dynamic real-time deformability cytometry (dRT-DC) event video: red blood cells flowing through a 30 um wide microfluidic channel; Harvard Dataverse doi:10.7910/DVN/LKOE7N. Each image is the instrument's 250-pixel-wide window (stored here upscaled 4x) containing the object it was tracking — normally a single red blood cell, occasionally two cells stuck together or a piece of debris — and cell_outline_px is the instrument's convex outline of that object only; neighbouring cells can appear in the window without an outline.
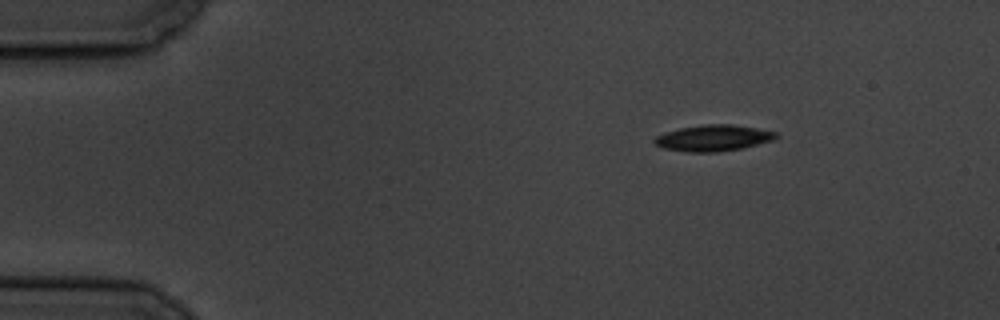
{"species": "common noctule bat (a hibernating species)", "species_latin": "Nyctalus noctula", "temperature_condition": "cold", "stored_images_in_passage": 4, "camera_frame_rate_fps": 3000, "um_per_image_px": 0.085, "animal": {"sex": "male", "body_mass_g": 19.5, "forearm_length_mm": 54.6}, "frame": {"image": 1, "passage_image": 1, "time_ms": 0.0, "image_size_px": [1000, 320], "cell_outline_px": [[780, 136], [772, 140], [740, 148], [716, 152], [688, 152], [664, 148], [656, 144], [652, 140], [656, 136], [664, 132], [680, 128], [704, 124], [732, 124], [756, 128], [776, 132]], "centroid_in_image_um": [60.6, 11.72], "position_along_channel_um": 24.4, "area_um2": 18.38}}
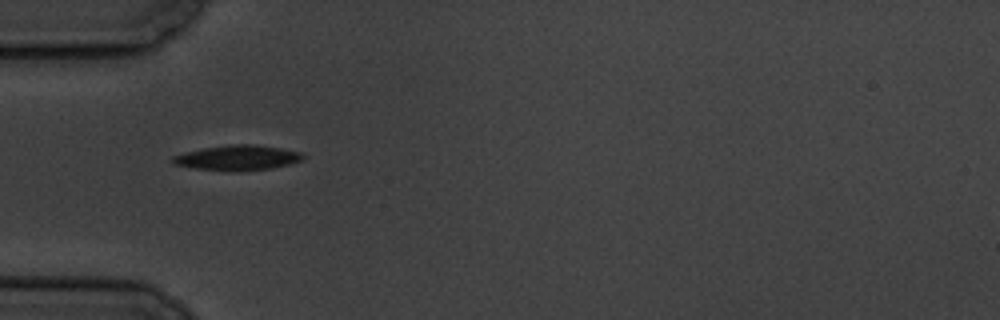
{"frame": {"image": 2, "passage_image": 3, "time_ms": 3.333, "image_size_px": [1000, 320], "cell_outline_px": [[304, 160], [288, 164], [268, 168], [240, 172], [232, 172], [192, 168], [172, 164], [168, 160], [172, 156], [184, 152], [204, 148], [232, 144], [252, 144], [280, 148], [300, 152], [304, 156]], "centroid_in_image_um": [20.11, 13.42], "position_along_channel_um": 64.9, "area_um2": 19.25}}
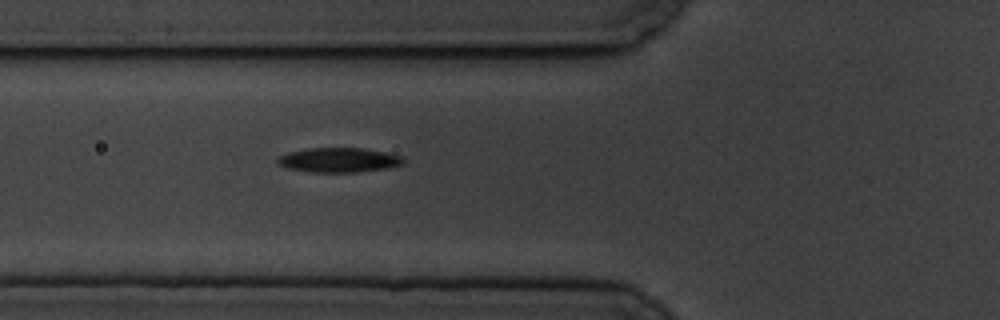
{"frame": {"image": 3, "passage_image": 4, "time_ms": 4.333, "image_size_px": [1000, 320], "cell_outline_px": [[408, 160], [404, 164], [388, 168], [356, 172], [308, 172], [288, 168], [276, 164], [276, 160], [280, 156], [288, 152], [308, 148], [364, 148], [404, 156]], "centroid_in_image_um": [28.84, 13.6], "position_along_channel_um": 97.0, "area_um2": 18.26}}